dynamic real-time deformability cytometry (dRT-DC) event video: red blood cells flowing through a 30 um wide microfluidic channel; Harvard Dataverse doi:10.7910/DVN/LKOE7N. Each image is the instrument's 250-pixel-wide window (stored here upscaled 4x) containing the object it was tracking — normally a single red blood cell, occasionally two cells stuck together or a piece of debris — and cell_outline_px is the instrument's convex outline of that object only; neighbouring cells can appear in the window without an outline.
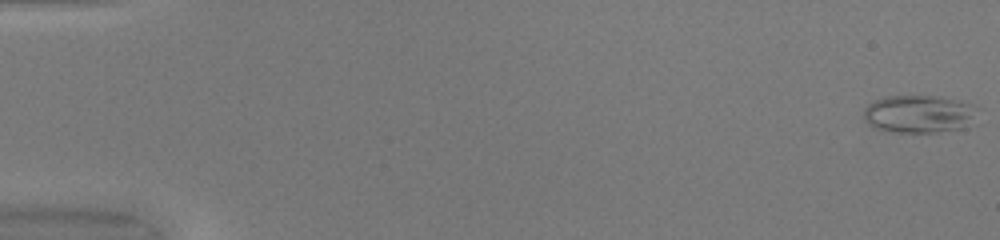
{"species": "common noctule bat (a hibernating species)", "species_latin": "Nyctalus noctula", "temperature_condition": "warm", "stored_images_in_passage": 51, "camera_frame_rate_fps": 3000, "um_per_image_px": 0.085, "animal": {"sex": "female", "body_mass_g": 20.0, "forearm_length_mm": 54.0}, "frame": {"image": 1, "passage_image": 1, "time_ms": 0.0, "image_size_px": [1000, 240], "cell_outline_px": [[968, 116], [964, 128], [936, 132], [896, 132], [876, 128], [868, 124], [864, 120], [864, 108], [872, 100], [884, 96], [940, 96], [960, 100], [968, 104]], "centroid_in_image_um": [77.9, 9.67], "position_along_channel_um": 7.1, "area_um2": 24.16}}
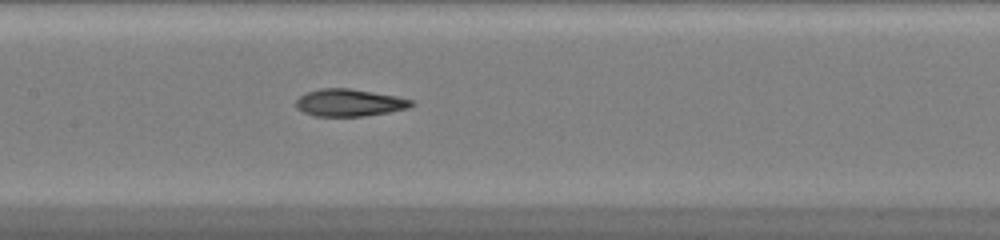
{"frame": {"image": 2, "passage_image": 26, "time_ms": 8.333, "image_size_px": [1000, 240], "cell_outline_px": [[416, 104], [408, 108], [388, 112], [364, 116], [316, 116], [304, 112], [296, 108], [296, 100], [300, 96], [308, 92], [320, 88], [348, 88], [396, 96], [412, 100]], "centroid_in_image_um": [29.7, 8.73], "position_along_channel_um": 177.7, "area_um2": 18.21}}
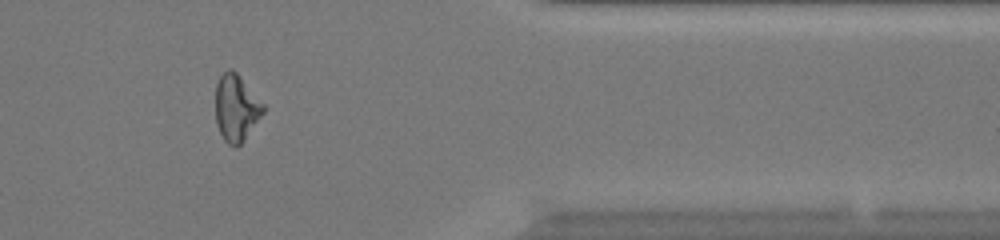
{"frame": {"image": 3, "passage_image": 43, "time_ms": 14.0, "image_size_px": [1000, 240], "cell_outline_px": [[268, 108], [244, 140], [236, 148], [228, 144], [224, 140], [216, 124], [216, 84], [220, 76], [228, 68], [232, 68], [236, 72]], "centroid_in_image_um": [20.1, 9.18], "position_along_channel_um": 391.3, "area_um2": 18.73}, "authors_computed_cell_mechanics": {"area_um2": 19.3052, "velocity_mm_per_s": 4.1022, "shape_relaxation_time_tau1_ms": 7.2595, "shape_relaxation_time_tau2_ms": 2.424, "deformation_change_tau1": 0.2347, "deformation_change_tau2": 0.0983}}